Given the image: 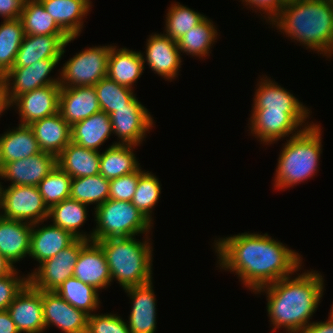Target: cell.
Listing matches in <instances>:
<instances>
[{
  "mask_svg": "<svg viewBox=\"0 0 333 333\" xmlns=\"http://www.w3.org/2000/svg\"><path fill=\"white\" fill-rule=\"evenodd\" d=\"M217 28L213 21L206 17L177 41L181 55L185 53L200 59L209 57L212 45L219 38Z\"/></svg>",
  "mask_w": 333,
  "mask_h": 333,
  "instance_id": "obj_33",
  "label": "cell"
},
{
  "mask_svg": "<svg viewBox=\"0 0 333 333\" xmlns=\"http://www.w3.org/2000/svg\"><path fill=\"white\" fill-rule=\"evenodd\" d=\"M86 333H131L126 321L117 313H93L88 316Z\"/></svg>",
  "mask_w": 333,
  "mask_h": 333,
  "instance_id": "obj_42",
  "label": "cell"
},
{
  "mask_svg": "<svg viewBox=\"0 0 333 333\" xmlns=\"http://www.w3.org/2000/svg\"><path fill=\"white\" fill-rule=\"evenodd\" d=\"M137 146L121 145L113 142L100 155V174L108 179H116L135 172L140 163L135 156Z\"/></svg>",
  "mask_w": 333,
  "mask_h": 333,
  "instance_id": "obj_32",
  "label": "cell"
},
{
  "mask_svg": "<svg viewBox=\"0 0 333 333\" xmlns=\"http://www.w3.org/2000/svg\"><path fill=\"white\" fill-rule=\"evenodd\" d=\"M161 183L152 172L145 171L140 177L132 199V204L154 224L153 209L161 195Z\"/></svg>",
  "mask_w": 333,
  "mask_h": 333,
  "instance_id": "obj_40",
  "label": "cell"
},
{
  "mask_svg": "<svg viewBox=\"0 0 333 333\" xmlns=\"http://www.w3.org/2000/svg\"><path fill=\"white\" fill-rule=\"evenodd\" d=\"M263 76V77H262ZM260 76L255 87L251 111L310 112L288 89L266 75ZM262 77V78H261Z\"/></svg>",
  "mask_w": 333,
  "mask_h": 333,
  "instance_id": "obj_20",
  "label": "cell"
},
{
  "mask_svg": "<svg viewBox=\"0 0 333 333\" xmlns=\"http://www.w3.org/2000/svg\"><path fill=\"white\" fill-rule=\"evenodd\" d=\"M32 225L20 220L0 219V254L13 266L29 256Z\"/></svg>",
  "mask_w": 333,
  "mask_h": 333,
  "instance_id": "obj_26",
  "label": "cell"
},
{
  "mask_svg": "<svg viewBox=\"0 0 333 333\" xmlns=\"http://www.w3.org/2000/svg\"><path fill=\"white\" fill-rule=\"evenodd\" d=\"M72 177L58 165L37 185L48 208L70 197Z\"/></svg>",
  "mask_w": 333,
  "mask_h": 333,
  "instance_id": "obj_41",
  "label": "cell"
},
{
  "mask_svg": "<svg viewBox=\"0 0 333 333\" xmlns=\"http://www.w3.org/2000/svg\"><path fill=\"white\" fill-rule=\"evenodd\" d=\"M2 184L3 182H0V209H1V203H2Z\"/></svg>",
  "mask_w": 333,
  "mask_h": 333,
  "instance_id": "obj_51",
  "label": "cell"
},
{
  "mask_svg": "<svg viewBox=\"0 0 333 333\" xmlns=\"http://www.w3.org/2000/svg\"><path fill=\"white\" fill-rule=\"evenodd\" d=\"M60 60L43 59L26 67L11 68L0 78V82L5 88L8 104L10 105L18 96L36 88L59 85L60 75L54 78L49 74L58 66Z\"/></svg>",
  "mask_w": 333,
  "mask_h": 333,
  "instance_id": "obj_11",
  "label": "cell"
},
{
  "mask_svg": "<svg viewBox=\"0 0 333 333\" xmlns=\"http://www.w3.org/2000/svg\"><path fill=\"white\" fill-rule=\"evenodd\" d=\"M100 151L70 142L57 156V165L72 178L100 174Z\"/></svg>",
  "mask_w": 333,
  "mask_h": 333,
  "instance_id": "obj_29",
  "label": "cell"
},
{
  "mask_svg": "<svg viewBox=\"0 0 333 333\" xmlns=\"http://www.w3.org/2000/svg\"><path fill=\"white\" fill-rule=\"evenodd\" d=\"M73 277L93 286L98 291L111 286L109 266L101 246L95 241H88L80 250Z\"/></svg>",
  "mask_w": 333,
  "mask_h": 333,
  "instance_id": "obj_21",
  "label": "cell"
},
{
  "mask_svg": "<svg viewBox=\"0 0 333 333\" xmlns=\"http://www.w3.org/2000/svg\"><path fill=\"white\" fill-rule=\"evenodd\" d=\"M286 276L276 282L257 289L254 294L264 293L266 310L272 331L286 330L299 333L311 323L324 295V275L311 269Z\"/></svg>",
  "mask_w": 333,
  "mask_h": 333,
  "instance_id": "obj_2",
  "label": "cell"
},
{
  "mask_svg": "<svg viewBox=\"0 0 333 333\" xmlns=\"http://www.w3.org/2000/svg\"><path fill=\"white\" fill-rule=\"evenodd\" d=\"M58 26L69 36L79 37L84 18L92 10L91 0H39ZM84 19V20H83Z\"/></svg>",
  "mask_w": 333,
  "mask_h": 333,
  "instance_id": "obj_24",
  "label": "cell"
},
{
  "mask_svg": "<svg viewBox=\"0 0 333 333\" xmlns=\"http://www.w3.org/2000/svg\"><path fill=\"white\" fill-rule=\"evenodd\" d=\"M16 268L11 274L0 277V311L7 310L15 296L29 283L28 274L20 276Z\"/></svg>",
  "mask_w": 333,
  "mask_h": 333,
  "instance_id": "obj_44",
  "label": "cell"
},
{
  "mask_svg": "<svg viewBox=\"0 0 333 333\" xmlns=\"http://www.w3.org/2000/svg\"><path fill=\"white\" fill-rule=\"evenodd\" d=\"M100 111L94 86L60 89L59 113L70 126Z\"/></svg>",
  "mask_w": 333,
  "mask_h": 333,
  "instance_id": "obj_23",
  "label": "cell"
},
{
  "mask_svg": "<svg viewBox=\"0 0 333 333\" xmlns=\"http://www.w3.org/2000/svg\"><path fill=\"white\" fill-rule=\"evenodd\" d=\"M76 38L68 35L25 34L12 68L26 67L43 59H62L65 47Z\"/></svg>",
  "mask_w": 333,
  "mask_h": 333,
  "instance_id": "obj_19",
  "label": "cell"
},
{
  "mask_svg": "<svg viewBox=\"0 0 333 333\" xmlns=\"http://www.w3.org/2000/svg\"><path fill=\"white\" fill-rule=\"evenodd\" d=\"M87 240L76 239L58 254L38 264L37 269L28 273V282L36 290L55 291L73 276L80 250Z\"/></svg>",
  "mask_w": 333,
  "mask_h": 333,
  "instance_id": "obj_10",
  "label": "cell"
},
{
  "mask_svg": "<svg viewBox=\"0 0 333 333\" xmlns=\"http://www.w3.org/2000/svg\"><path fill=\"white\" fill-rule=\"evenodd\" d=\"M45 330L56 326L63 333H86L88 314L76 309L54 291H42Z\"/></svg>",
  "mask_w": 333,
  "mask_h": 333,
  "instance_id": "obj_15",
  "label": "cell"
},
{
  "mask_svg": "<svg viewBox=\"0 0 333 333\" xmlns=\"http://www.w3.org/2000/svg\"><path fill=\"white\" fill-rule=\"evenodd\" d=\"M243 5L255 13L259 11L261 19L266 20L265 22L270 23L279 13L285 3L282 0H240ZM256 8V9H255ZM264 14V16L262 15Z\"/></svg>",
  "mask_w": 333,
  "mask_h": 333,
  "instance_id": "obj_45",
  "label": "cell"
},
{
  "mask_svg": "<svg viewBox=\"0 0 333 333\" xmlns=\"http://www.w3.org/2000/svg\"><path fill=\"white\" fill-rule=\"evenodd\" d=\"M60 85H48L18 96L9 106L19 115V124L31 123L59 112Z\"/></svg>",
  "mask_w": 333,
  "mask_h": 333,
  "instance_id": "obj_14",
  "label": "cell"
},
{
  "mask_svg": "<svg viewBox=\"0 0 333 333\" xmlns=\"http://www.w3.org/2000/svg\"><path fill=\"white\" fill-rule=\"evenodd\" d=\"M322 129L313 123L282 144L276 171L274 189L294 187L317 175L322 154Z\"/></svg>",
  "mask_w": 333,
  "mask_h": 333,
  "instance_id": "obj_4",
  "label": "cell"
},
{
  "mask_svg": "<svg viewBox=\"0 0 333 333\" xmlns=\"http://www.w3.org/2000/svg\"><path fill=\"white\" fill-rule=\"evenodd\" d=\"M110 116L104 111L95 113L71 126V141L79 146L100 151L112 134Z\"/></svg>",
  "mask_w": 333,
  "mask_h": 333,
  "instance_id": "obj_30",
  "label": "cell"
},
{
  "mask_svg": "<svg viewBox=\"0 0 333 333\" xmlns=\"http://www.w3.org/2000/svg\"><path fill=\"white\" fill-rule=\"evenodd\" d=\"M8 109H10V106L6 97L5 88L0 82V118L2 114L5 113L4 111H8Z\"/></svg>",
  "mask_w": 333,
  "mask_h": 333,
  "instance_id": "obj_50",
  "label": "cell"
},
{
  "mask_svg": "<svg viewBox=\"0 0 333 333\" xmlns=\"http://www.w3.org/2000/svg\"><path fill=\"white\" fill-rule=\"evenodd\" d=\"M38 142L29 125L18 124L0 135V167L40 153Z\"/></svg>",
  "mask_w": 333,
  "mask_h": 333,
  "instance_id": "obj_28",
  "label": "cell"
},
{
  "mask_svg": "<svg viewBox=\"0 0 333 333\" xmlns=\"http://www.w3.org/2000/svg\"><path fill=\"white\" fill-rule=\"evenodd\" d=\"M92 241L107 238L133 237L149 235L153 228L151 223L133 204L127 201L106 200L94 209Z\"/></svg>",
  "mask_w": 333,
  "mask_h": 333,
  "instance_id": "obj_6",
  "label": "cell"
},
{
  "mask_svg": "<svg viewBox=\"0 0 333 333\" xmlns=\"http://www.w3.org/2000/svg\"><path fill=\"white\" fill-rule=\"evenodd\" d=\"M110 45L92 46L75 53L58 71L61 88L94 86L107 77Z\"/></svg>",
  "mask_w": 333,
  "mask_h": 333,
  "instance_id": "obj_7",
  "label": "cell"
},
{
  "mask_svg": "<svg viewBox=\"0 0 333 333\" xmlns=\"http://www.w3.org/2000/svg\"><path fill=\"white\" fill-rule=\"evenodd\" d=\"M15 269L16 266H13L4 255L0 254V277L11 274Z\"/></svg>",
  "mask_w": 333,
  "mask_h": 333,
  "instance_id": "obj_49",
  "label": "cell"
},
{
  "mask_svg": "<svg viewBox=\"0 0 333 333\" xmlns=\"http://www.w3.org/2000/svg\"><path fill=\"white\" fill-rule=\"evenodd\" d=\"M271 25L306 50H313L330 59L333 56L332 0H296L285 3L270 22Z\"/></svg>",
  "mask_w": 333,
  "mask_h": 333,
  "instance_id": "obj_3",
  "label": "cell"
},
{
  "mask_svg": "<svg viewBox=\"0 0 333 333\" xmlns=\"http://www.w3.org/2000/svg\"><path fill=\"white\" fill-rule=\"evenodd\" d=\"M88 205L77 200L66 199L49 208L47 220H51V224L61 227L69 231L77 239L92 240L93 232L81 231V226L88 220Z\"/></svg>",
  "mask_w": 333,
  "mask_h": 333,
  "instance_id": "obj_31",
  "label": "cell"
},
{
  "mask_svg": "<svg viewBox=\"0 0 333 333\" xmlns=\"http://www.w3.org/2000/svg\"><path fill=\"white\" fill-rule=\"evenodd\" d=\"M328 316H329V318L333 319V304H332V306L330 308V313H329Z\"/></svg>",
  "mask_w": 333,
  "mask_h": 333,
  "instance_id": "obj_52",
  "label": "cell"
},
{
  "mask_svg": "<svg viewBox=\"0 0 333 333\" xmlns=\"http://www.w3.org/2000/svg\"><path fill=\"white\" fill-rule=\"evenodd\" d=\"M248 122L251 133L260 144L271 145L284 137H292L308 128L311 112L250 111ZM308 119V120H307ZM307 121V122H306ZM311 123H310V122ZM290 135V136H289Z\"/></svg>",
  "mask_w": 333,
  "mask_h": 333,
  "instance_id": "obj_8",
  "label": "cell"
},
{
  "mask_svg": "<svg viewBox=\"0 0 333 333\" xmlns=\"http://www.w3.org/2000/svg\"><path fill=\"white\" fill-rule=\"evenodd\" d=\"M116 144L139 146L154 127V117L136 97L128 107L109 114Z\"/></svg>",
  "mask_w": 333,
  "mask_h": 333,
  "instance_id": "obj_12",
  "label": "cell"
},
{
  "mask_svg": "<svg viewBox=\"0 0 333 333\" xmlns=\"http://www.w3.org/2000/svg\"><path fill=\"white\" fill-rule=\"evenodd\" d=\"M109 184L101 174L72 178L69 198L88 206L95 204V209L109 199Z\"/></svg>",
  "mask_w": 333,
  "mask_h": 333,
  "instance_id": "obj_37",
  "label": "cell"
},
{
  "mask_svg": "<svg viewBox=\"0 0 333 333\" xmlns=\"http://www.w3.org/2000/svg\"><path fill=\"white\" fill-rule=\"evenodd\" d=\"M20 19L26 35H67L39 0L24 3Z\"/></svg>",
  "mask_w": 333,
  "mask_h": 333,
  "instance_id": "obj_35",
  "label": "cell"
},
{
  "mask_svg": "<svg viewBox=\"0 0 333 333\" xmlns=\"http://www.w3.org/2000/svg\"><path fill=\"white\" fill-rule=\"evenodd\" d=\"M76 239L61 227L46 225L44 221L34 223L30 234L29 257L41 264L70 246Z\"/></svg>",
  "mask_w": 333,
  "mask_h": 333,
  "instance_id": "obj_22",
  "label": "cell"
},
{
  "mask_svg": "<svg viewBox=\"0 0 333 333\" xmlns=\"http://www.w3.org/2000/svg\"><path fill=\"white\" fill-rule=\"evenodd\" d=\"M145 171L146 170H142L140 166L135 172L110 180L109 199L131 202L136 191L139 177Z\"/></svg>",
  "mask_w": 333,
  "mask_h": 333,
  "instance_id": "obj_43",
  "label": "cell"
},
{
  "mask_svg": "<svg viewBox=\"0 0 333 333\" xmlns=\"http://www.w3.org/2000/svg\"><path fill=\"white\" fill-rule=\"evenodd\" d=\"M109 266L111 281L125 289L152 282L153 247L149 235L142 241L133 237L107 238L97 241Z\"/></svg>",
  "mask_w": 333,
  "mask_h": 333,
  "instance_id": "obj_5",
  "label": "cell"
},
{
  "mask_svg": "<svg viewBox=\"0 0 333 333\" xmlns=\"http://www.w3.org/2000/svg\"><path fill=\"white\" fill-rule=\"evenodd\" d=\"M25 36L20 18L3 20L0 24V78L13 66Z\"/></svg>",
  "mask_w": 333,
  "mask_h": 333,
  "instance_id": "obj_36",
  "label": "cell"
},
{
  "mask_svg": "<svg viewBox=\"0 0 333 333\" xmlns=\"http://www.w3.org/2000/svg\"><path fill=\"white\" fill-rule=\"evenodd\" d=\"M21 1H23L24 3H27V2H29V1H31V0H21Z\"/></svg>",
  "mask_w": 333,
  "mask_h": 333,
  "instance_id": "obj_53",
  "label": "cell"
},
{
  "mask_svg": "<svg viewBox=\"0 0 333 333\" xmlns=\"http://www.w3.org/2000/svg\"><path fill=\"white\" fill-rule=\"evenodd\" d=\"M23 6L24 2L21 0H0V16L3 20L18 19Z\"/></svg>",
  "mask_w": 333,
  "mask_h": 333,
  "instance_id": "obj_46",
  "label": "cell"
},
{
  "mask_svg": "<svg viewBox=\"0 0 333 333\" xmlns=\"http://www.w3.org/2000/svg\"><path fill=\"white\" fill-rule=\"evenodd\" d=\"M153 281L140 286L125 288L131 299V311L126 324L131 333H156V295Z\"/></svg>",
  "mask_w": 333,
  "mask_h": 333,
  "instance_id": "obj_18",
  "label": "cell"
},
{
  "mask_svg": "<svg viewBox=\"0 0 333 333\" xmlns=\"http://www.w3.org/2000/svg\"><path fill=\"white\" fill-rule=\"evenodd\" d=\"M101 111L108 115L121 107H128L135 98L134 90L105 77L94 85Z\"/></svg>",
  "mask_w": 333,
  "mask_h": 333,
  "instance_id": "obj_39",
  "label": "cell"
},
{
  "mask_svg": "<svg viewBox=\"0 0 333 333\" xmlns=\"http://www.w3.org/2000/svg\"><path fill=\"white\" fill-rule=\"evenodd\" d=\"M57 165V157L51 153H40L6 163L1 168L0 180L9 185L37 186Z\"/></svg>",
  "mask_w": 333,
  "mask_h": 333,
  "instance_id": "obj_16",
  "label": "cell"
},
{
  "mask_svg": "<svg viewBox=\"0 0 333 333\" xmlns=\"http://www.w3.org/2000/svg\"><path fill=\"white\" fill-rule=\"evenodd\" d=\"M2 217L8 220H20L31 224L45 221L49 208L44 202L37 186L2 185Z\"/></svg>",
  "mask_w": 333,
  "mask_h": 333,
  "instance_id": "obj_9",
  "label": "cell"
},
{
  "mask_svg": "<svg viewBox=\"0 0 333 333\" xmlns=\"http://www.w3.org/2000/svg\"><path fill=\"white\" fill-rule=\"evenodd\" d=\"M299 333H333V319L328 317V319L323 322L313 321Z\"/></svg>",
  "mask_w": 333,
  "mask_h": 333,
  "instance_id": "obj_47",
  "label": "cell"
},
{
  "mask_svg": "<svg viewBox=\"0 0 333 333\" xmlns=\"http://www.w3.org/2000/svg\"><path fill=\"white\" fill-rule=\"evenodd\" d=\"M29 127L36 137L40 150L56 157L71 142V126L59 112L37 120Z\"/></svg>",
  "mask_w": 333,
  "mask_h": 333,
  "instance_id": "obj_27",
  "label": "cell"
},
{
  "mask_svg": "<svg viewBox=\"0 0 333 333\" xmlns=\"http://www.w3.org/2000/svg\"><path fill=\"white\" fill-rule=\"evenodd\" d=\"M7 311L20 333H44L42 290H36L28 283Z\"/></svg>",
  "mask_w": 333,
  "mask_h": 333,
  "instance_id": "obj_17",
  "label": "cell"
},
{
  "mask_svg": "<svg viewBox=\"0 0 333 333\" xmlns=\"http://www.w3.org/2000/svg\"><path fill=\"white\" fill-rule=\"evenodd\" d=\"M212 244L217 253L216 267L235 273L253 293L303 268L302 255L268 233L244 232L215 238Z\"/></svg>",
  "mask_w": 333,
  "mask_h": 333,
  "instance_id": "obj_1",
  "label": "cell"
},
{
  "mask_svg": "<svg viewBox=\"0 0 333 333\" xmlns=\"http://www.w3.org/2000/svg\"><path fill=\"white\" fill-rule=\"evenodd\" d=\"M0 333H20L7 310L0 311Z\"/></svg>",
  "mask_w": 333,
  "mask_h": 333,
  "instance_id": "obj_48",
  "label": "cell"
},
{
  "mask_svg": "<svg viewBox=\"0 0 333 333\" xmlns=\"http://www.w3.org/2000/svg\"><path fill=\"white\" fill-rule=\"evenodd\" d=\"M54 292L70 305L88 315L95 313L101 305L100 291L73 276L63 282Z\"/></svg>",
  "mask_w": 333,
  "mask_h": 333,
  "instance_id": "obj_34",
  "label": "cell"
},
{
  "mask_svg": "<svg viewBox=\"0 0 333 333\" xmlns=\"http://www.w3.org/2000/svg\"><path fill=\"white\" fill-rule=\"evenodd\" d=\"M145 45V52L141 53L144 68L146 63L155 74L166 79L165 81L171 82L176 79L182 65L178 43L166 36L164 32L163 34L153 32Z\"/></svg>",
  "mask_w": 333,
  "mask_h": 333,
  "instance_id": "obj_13",
  "label": "cell"
},
{
  "mask_svg": "<svg viewBox=\"0 0 333 333\" xmlns=\"http://www.w3.org/2000/svg\"><path fill=\"white\" fill-rule=\"evenodd\" d=\"M144 63L141 52L117 48L111 44L108 57L107 77L116 83L134 90V83L143 75Z\"/></svg>",
  "mask_w": 333,
  "mask_h": 333,
  "instance_id": "obj_25",
  "label": "cell"
},
{
  "mask_svg": "<svg viewBox=\"0 0 333 333\" xmlns=\"http://www.w3.org/2000/svg\"><path fill=\"white\" fill-rule=\"evenodd\" d=\"M167 10L164 34L176 42L207 17L176 1Z\"/></svg>",
  "mask_w": 333,
  "mask_h": 333,
  "instance_id": "obj_38",
  "label": "cell"
}]
</instances>
